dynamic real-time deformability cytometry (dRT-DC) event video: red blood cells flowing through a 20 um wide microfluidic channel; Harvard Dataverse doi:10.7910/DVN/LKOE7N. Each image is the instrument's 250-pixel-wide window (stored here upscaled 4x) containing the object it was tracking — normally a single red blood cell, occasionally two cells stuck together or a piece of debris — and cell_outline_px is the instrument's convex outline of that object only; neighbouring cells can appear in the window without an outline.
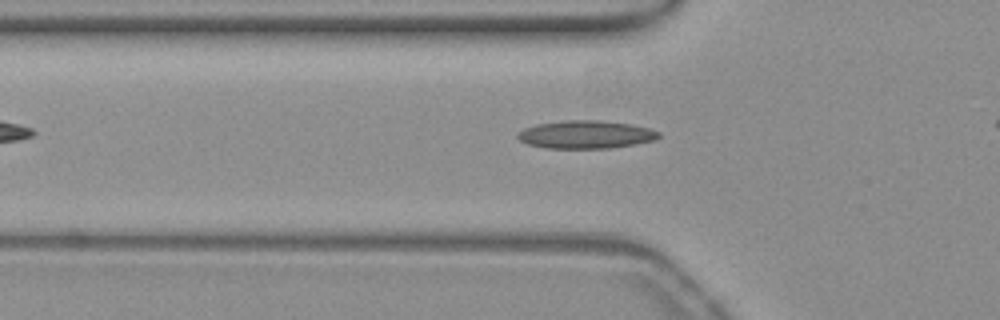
{"species": "common noctule bat (a hibernating species)", "species_latin": "Nyctalus noctula", "temperature_condition": "warm", "stored_images_in_passage": 41, "camera_frame_rate_fps": 3000, "um_per_image_px": 0.085, "animal": {"sex": "female", "body_mass_g": 19.3, "forearm_length_mm": 54.1}, "frame": {"image": 1, "passage_image": 12, "time_ms": 3.667, "image_size_px": [1000, 320], "cell_outline_px": [[660, 136], [656, 140], [608, 148], [544, 148], [528, 144], [520, 140], [516, 136], [516, 132], [524, 128], [536, 124], [564, 120], [604, 120], [632, 124], [648, 128], [660, 132]], "centroid_in_image_um": [49.77, 11.42], "position_along_channel_um": 76.0, "area_um2": 23.12}}
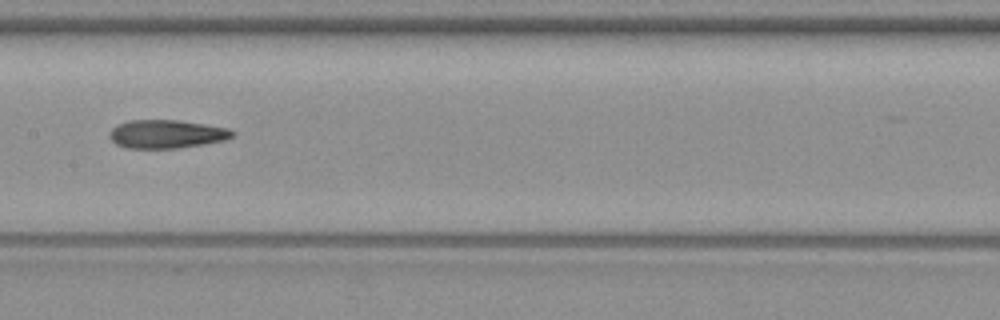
{"frame": {"image": 2, "passage_image": 21, "time_ms": 6.667, "image_size_px": [1000, 320], "cell_outline_px": [[236, 132], [232, 136], [224, 140], [204, 144], [180, 148], [124, 148], [116, 144], [108, 136], [108, 132], [116, 124], [128, 120], [180, 120], [228, 128]], "centroid_in_image_um": [14.11, 11.39], "position_along_channel_um": 193.3, "area_um2": 20.52}}
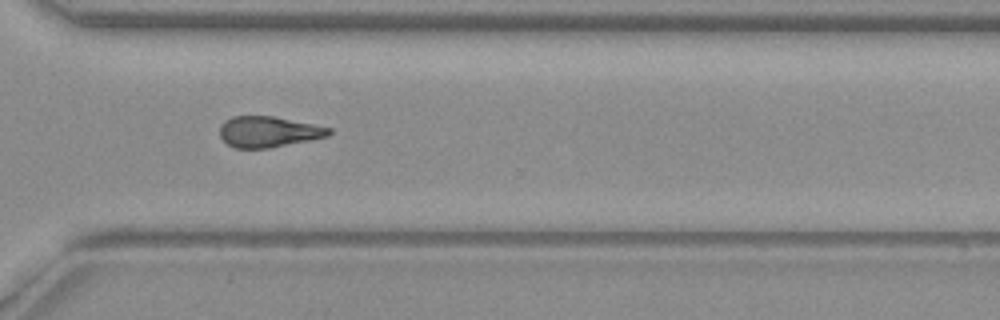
{"frame": {"image": 3, "passage_image": 33, "time_ms": 10.667, "image_size_px": [1000, 320], "cell_outline_px": [[332, 132], [328, 136], [312, 140], [268, 148], [232, 148], [220, 136], [220, 124], [224, 120], [232, 116], [272, 116], [332, 128]], "centroid_in_image_um": [22.8, 11.2], "position_along_channel_um": 347.8, "area_um2": 19.65}, "authors_computed_cell_mechanics": {"area_um2": 20.4034, "velocity_mm_per_s": 3.8789, "shape_relaxation_time_tau1_ms": null, "shape_relaxation_time_tau2_ms": 8.5486, "deformation_change_tau1": null, "deformation_change_tau2": 0.2064}}